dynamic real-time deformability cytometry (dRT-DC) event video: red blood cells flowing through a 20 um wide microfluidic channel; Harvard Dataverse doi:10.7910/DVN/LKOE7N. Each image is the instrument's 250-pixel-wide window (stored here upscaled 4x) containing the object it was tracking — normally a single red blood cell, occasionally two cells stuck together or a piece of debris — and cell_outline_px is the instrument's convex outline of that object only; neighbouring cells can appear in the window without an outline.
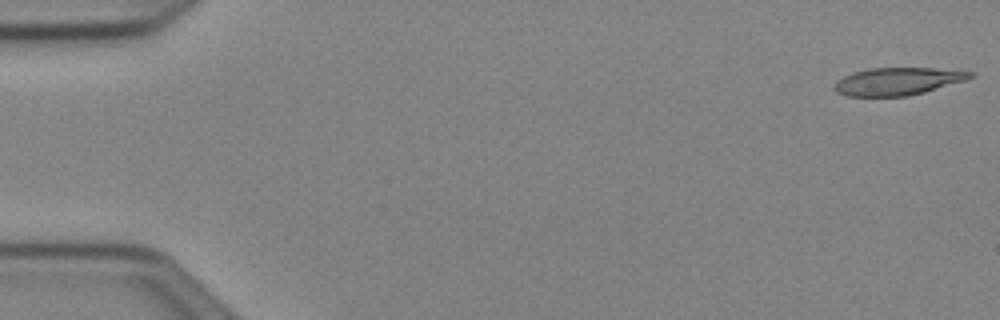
{"species": "Egyptian fruit bat (a non-hibernating species)", "species_latin": "Rousettus aegyptiacus", "temperature_condition": "cold", "stored_images_in_passage": 51, "camera_frame_rate_fps": 3000, "um_per_image_px": 0.085, "animal": {"sex": "female"}, "frame": {"image": 1, "passage_image": 1, "time_ms": 0.0, "image_size_px": [1000, 320], "cell_outline_px": [[972, 76], [964, 80], [924, 92], [908, 96], [848, 96], [836, 92], [832, 88], [836, 80], [852, 72], [868, 68], [932, 68], [972, 72]], "centroid_in_image_um": [76.2, 6.91], "position_along_channel_um": 8.8, "area_um2": 21.62}}
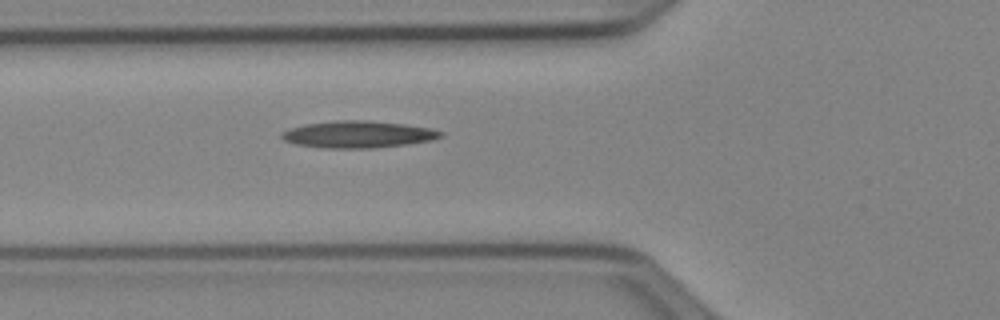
{"frame": {"image": 2, "passage_image": 19, "time_ms": 6.0, "image_size_px": [1000, 320], "cell_outline_px": [[444, 136], [432, 140], [404, 144], [372, 148], [324, 148], [296, 144], [284, 140], [280, 136], [280, 132], [288, 128], [304, 124], [332, 120], [368, 120], [404, 124], [432, 128], [444, 132]], "centroid_in_image_um": [30.41, 11.41], "position_along_channel_um": 95.4, "area_um2": 25.14}}
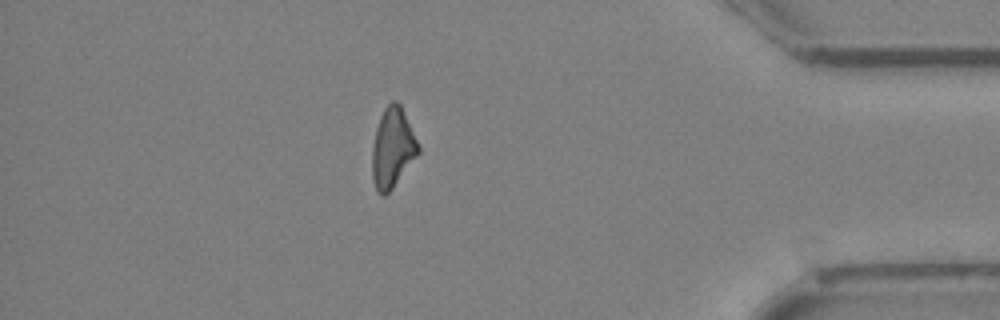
{"frame": {"image": 3, "passage_image": 45, "time_ms": 14.667, "image_size_px": [1000, 320], "cell_outline_px": [[420, 152], [392, 188], [384, 196], [380, 196], [376, 192], [372, 176], [372, 148], [376, 128], [380, 116], [384, 108], [392, 100], [396, 100], [400, 104], [420, 144]], "centroid_in_image_um": [33.37, 12.57], "position_along_channel_um": 401.8, "area_um2": 21.56}}